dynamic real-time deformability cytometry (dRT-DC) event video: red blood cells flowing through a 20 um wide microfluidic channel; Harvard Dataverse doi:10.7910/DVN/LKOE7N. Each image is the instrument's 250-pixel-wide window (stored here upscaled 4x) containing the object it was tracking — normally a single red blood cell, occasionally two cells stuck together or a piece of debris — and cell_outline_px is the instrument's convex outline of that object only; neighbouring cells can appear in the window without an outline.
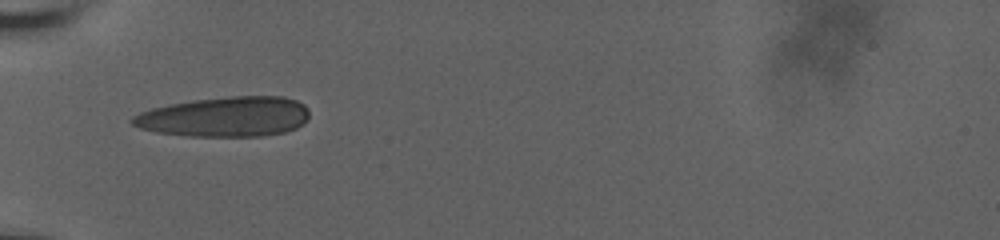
{"species": "human", "species_latin": "Homo sapiens", "temperature_condition": "room temperature", "stored_images_in_passage": 2, "camera_frame_rate_fps": 3000, "um_per_image_px": 0.085, "donor": {"sex": "male"}, "frame": {"image": 1, "passage_image": 1, "time_ms": 0.0, "image_size_px": [1000, 240], "cell_outline_px": [[308, 116], [296, 128], [284, 132], [260, 136], [188, 136], [156, 132], [140, 128], [132, 124], [128, 120], [132, 116], [140, 112], [152, 108], [168, 104], [192, 100], [228, 96], [284, 96], [296, 100], [304, 104], [308, 108]], "centroid_in_image_um": [19.09, 9.91], "position_along_channel_um": 65.9, "area_um2": 41.38}}
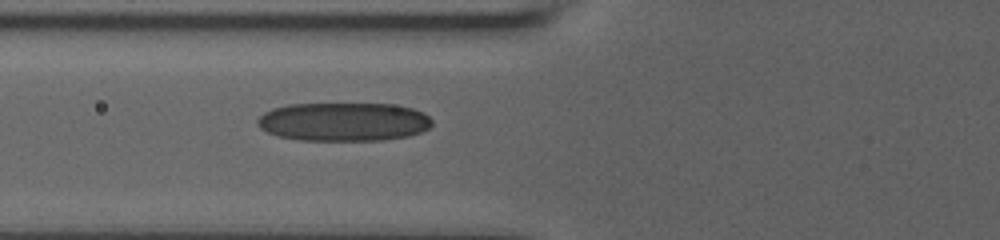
{"frame": {"image": 2, "passage_image": 2, "time_ms": 1.0, "image_size_px": [1000, 240], "cell_outline_px": [[432, 124], [428, 128], [420, 132], [408, 136], [384, 140], [300, 140], [276, 136], [260, 128], [256, 124], [256, 120], [264, 112], [272, 108], [288, 104], [392, 104], [412, 108], [424, 112], [432, 120]], "centroid_in_image_um": [29.19, 10.35], "position_along_channel_um": 96.6, "area_um2": 39.48}}